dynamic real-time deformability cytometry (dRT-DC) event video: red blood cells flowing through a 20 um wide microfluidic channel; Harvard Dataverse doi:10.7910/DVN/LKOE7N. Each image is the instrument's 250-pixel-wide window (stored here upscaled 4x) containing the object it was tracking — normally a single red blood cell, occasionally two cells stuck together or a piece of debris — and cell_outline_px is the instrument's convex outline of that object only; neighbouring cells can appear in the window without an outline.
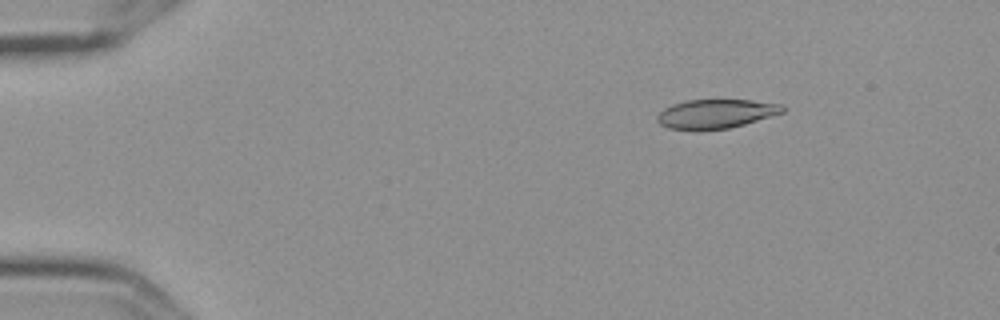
{"species": "Egyptian fruit bat (a non-hibernating species)", "species_latin": "Rousettus aegyptiacus", "temperature_condition": "cold", "stored_images_in_passage": 6, "camera_frame_rate_fps": 3000, "um_per_image_px": 0.085, "frame": {"image": 1, "passage_image": 3, "time_ms": 0.667, "image_size_px": [1000, 320], "cell_outline_px": [[784, 112], [744, 124], [728, 128], [668, 128], [660, 124], [656, 120], [656, 116], [664, 108], [672, 104], [688, 100], [752, 100], [784, 104]], "centroid_in_image_um": [60.87, 9.64], "position_along_channel_um": 24.1, "area_um2": 20.75}}
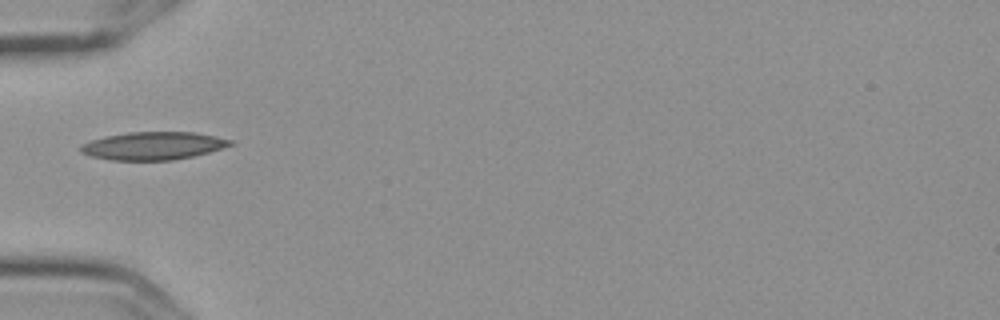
{"frame": {"image": 2, "passage_image": 6, "time_ms": 1.667, "image_size_px": [1000, 320], "cell_outline_px": [[236, 144], [208, 152], [192, 156], [172, 160], [112, 160], [92, 156], [80, 152], [80, 144], [104, 136], [128, 132], [196, 132], [216, 136], [232, 140]], "centroid_in_image_um": [13.03, 12.38], "position_along_channel_um": 72.0, "area_um2": 24.33}}